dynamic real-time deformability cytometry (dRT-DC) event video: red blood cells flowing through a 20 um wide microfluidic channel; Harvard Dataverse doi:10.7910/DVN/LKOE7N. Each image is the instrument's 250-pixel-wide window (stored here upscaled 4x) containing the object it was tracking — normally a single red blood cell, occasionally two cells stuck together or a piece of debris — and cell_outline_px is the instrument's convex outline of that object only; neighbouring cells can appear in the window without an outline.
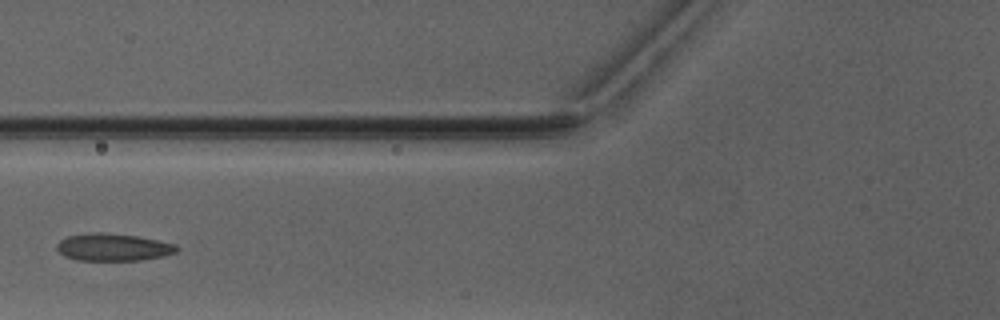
{"species": "Egyptian fruit bat (a non-hibernating species)", "species_latin": "Rousettus aegyptiacus", "temperature_condition": "warm", "stored_images_in_passage": 5, "camera_frame_rate_fps": 3000, "um_per_image_px": 0.085, "animal": {"sex": "male"}, "frame": {"image": 1, "passage_image": 4, "time_ms": 3.667, "image_size_px": [1000, 320], "cell_outline_px": [[180, 248], [176, 252], [164, 256], [140, 260], [76, 260], [64, 256], [56, 248], [56, 244], [60, 240], [68, 236], [96, 232], [104, 232], [136, 236], [176, 244]], "centroid_in_image_um": [9.62, 21.01], "position_along_channel_um": 116.2, "area_um2": 19.07}}
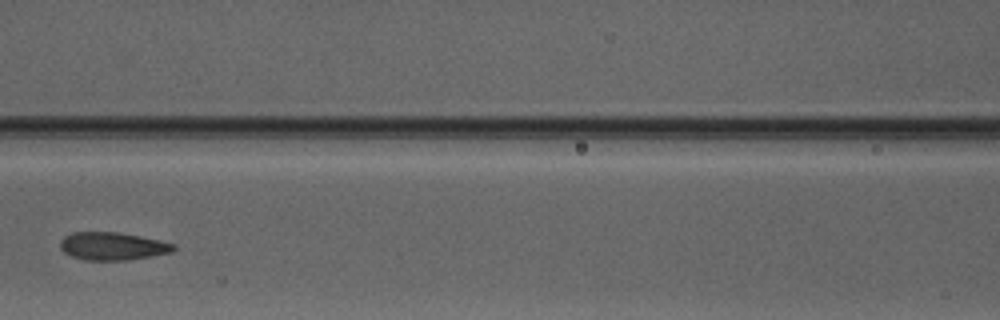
{"frame": {"image": 2, "passage_image": 5, "time_ms": 4.667, "image_size_px": [1000, 320], "cell_outline_px": [[176, 248], [172, 252], [152, 256], [128, 260], [84, 260], [72, 256], [64, 252], [60, 248], [60, 240], [64, 236], [72, 232], [116, 232], [140, 236], [160, 240], [176, 244]], "centroid_in_image_um": [9.57, 20.92], "position_along_channel_um": 157.0, "area_um2": 18.5}}